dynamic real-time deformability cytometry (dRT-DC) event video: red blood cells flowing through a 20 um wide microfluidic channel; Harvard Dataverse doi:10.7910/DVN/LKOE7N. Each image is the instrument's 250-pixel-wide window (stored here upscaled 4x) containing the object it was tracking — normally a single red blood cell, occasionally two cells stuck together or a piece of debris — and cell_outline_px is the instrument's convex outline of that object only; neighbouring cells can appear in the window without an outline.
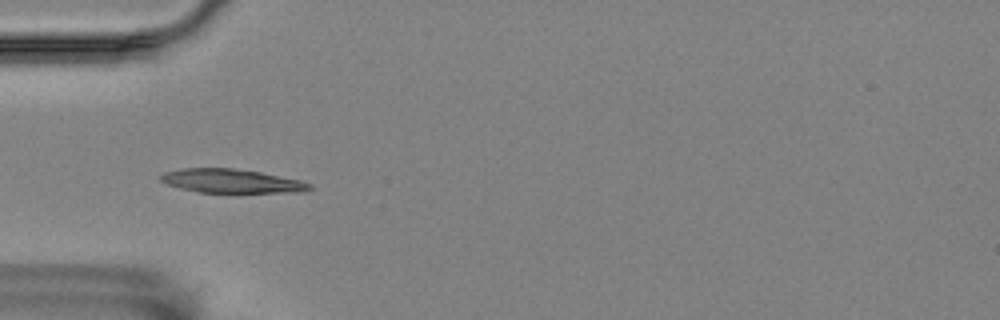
{"species": "Egyptian fruit bat (a non-hibernating species)", "species_latin": "Rousettus aegyptiacus", "temperature_condition": "room temperature", "stored_images_in_passage": 48, "camera_frame_rate_fps": 3000, "um_per_image_px": 0.085, "animal": {"sex": "female"}, "frame": {"image": 1, "passage_image": 18, "time_ms": 5.667, "image_size_px": [1000, 320], "cell_outline_px": [[312, 188], [304, 192], [200, 192], [180, 188], [168, 184], [160, 180], [160, 176], [164, 172], [180, 168], [232, 168], [260, 172], [300, 180], [312, 184]], "centroid_in_image_um": [19.68, 15.38], "position_along_channel_um": 65.3, "area_um2": 20.52}}
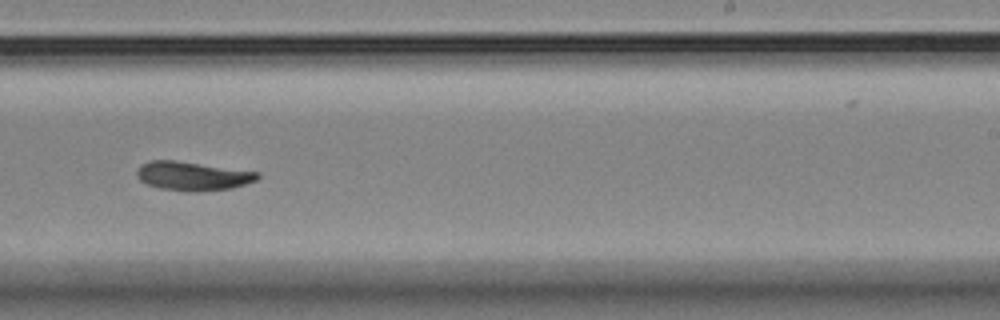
{"frame": {"image": 2, "passage_image": 36, "time_ms": 11.667, "image_size_px": [1000, 320], "cell_outline_px": [[260, 176], [256, 180], [232, 188], [200, 192], [188, 192], [160, 188], [148, 184], [140, 180], [136, 176], [136, 172], [140, 164], [148, 160], [176, 160], [260, 172]], "centroid_in_image_um": [16.36, 14.96], "position_along_channel_um": 272.6, "area_um2": 20.52}}
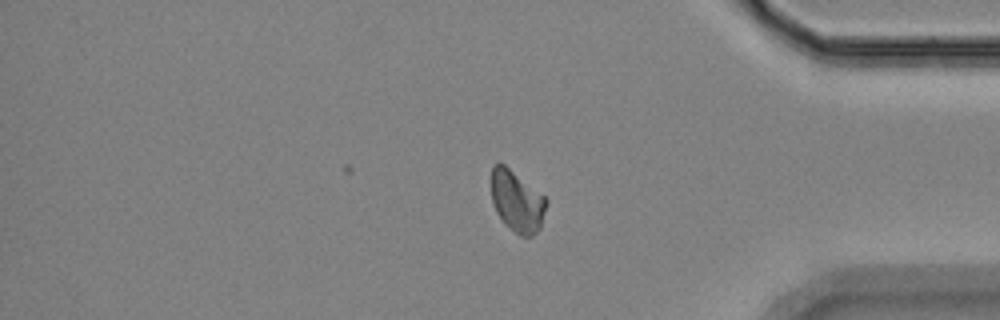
{"frame": {"image": 3, "passage_image": 48, "time_ms": 15.667, "image_size_px": [1000, 320], "cell_outline_px": [[548, 200], [540, 228], [532, 236], [520, 236], [504, 224], [496, 212], [492, 200], [492, 168], [496, 164], [504, 164], [544, 196]], "centroid_in_image_um": [43.95, 17.14], "position_along_channel_um": 391.3, "area_um2": 19.36}, "authors_computed_cell_mechanics": {"area_um2": 19.9988, "velocity_mm_per_s": 3.4573, "shape_relaxation_time_tau1_ms": 6.5221, "shape_relaxation_time_tau2_ms": null, "deformation_change_tau1": 0.1611, "deformation_change_tau2": null}}